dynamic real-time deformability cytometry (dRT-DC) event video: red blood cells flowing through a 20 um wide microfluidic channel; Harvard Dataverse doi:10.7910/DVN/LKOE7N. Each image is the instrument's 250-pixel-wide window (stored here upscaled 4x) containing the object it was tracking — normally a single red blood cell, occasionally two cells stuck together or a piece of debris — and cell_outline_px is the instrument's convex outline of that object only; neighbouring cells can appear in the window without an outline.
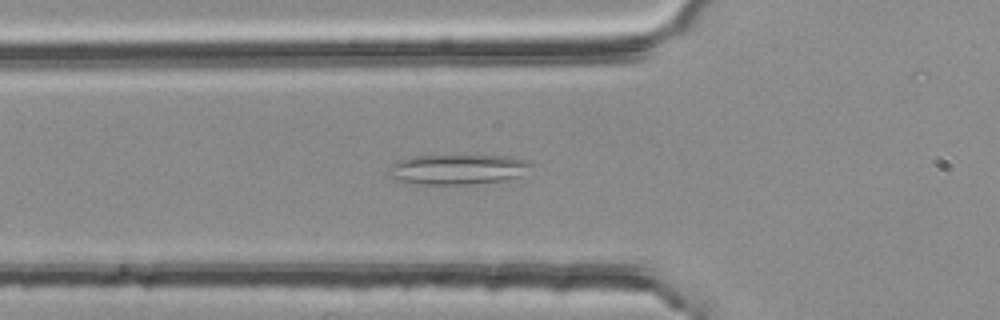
{"species": "common noctule bat (a hibernating species)", "species_latin": "Nyctalus noctula", "temperature_condition": "room temperature", "stored_images_in_passage": 48, "camera_frame_rate_fps": 3000, "um_per_image_px": 0.085, "animal": {"sex": "female", "body_mass_g": 25.1}, "frame": {"image": 1, "passage_image": 12, "time_ms": 3.667, "image_size_px": [1000, 320], "cell_outline_px": [[536, 164], [520, 176], [504, 180], [468, 184], [412, 184], [392, 180], [384, 176], [388, 168], [396, 160], [408, 156], [464, 152], [508, 156], [528, 160]], "centroid_in_image_um": [38.82, 14.33], "position_along_channel_um": 87.0, "area_um2": 26.99}}
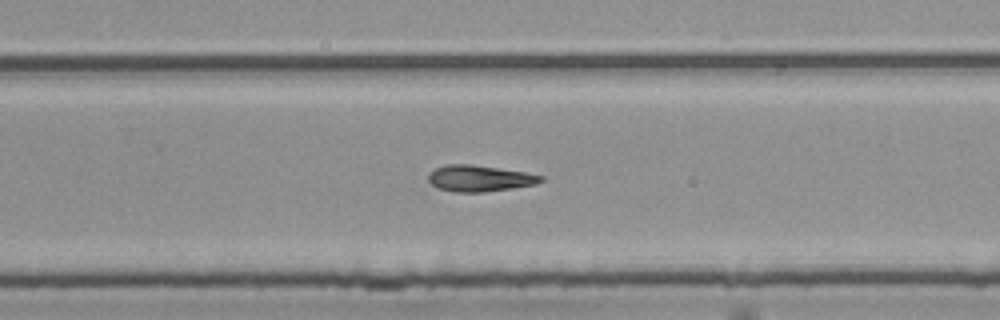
{"frame": {"image": 2, "passage_image": 28, "time_ms": 9.0, "image_size_px": [1000, 320], "cell_outline_px": [[544, 180], [536, 184], [512, 188], [484, 192], [456, 192], [436, 188], [428, 180], [428, 176], [436, 168], [448, 164], [472, 164], [524, 172], [544, 176]], "centroid_in_image_um": [40.77, 15.16], "position_along_channel_um": 289.0, "area_um2": 17.11}}
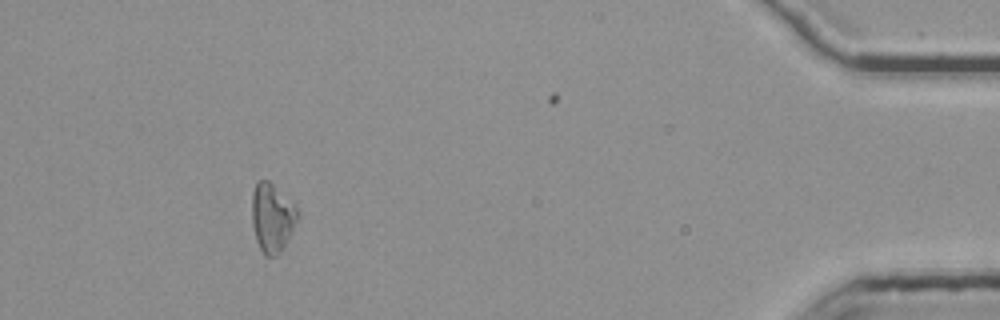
{"frame": {"image": 3, "passage_image": 43, "time_ms": 14.0, "image_size_px": [1000, 320], "cell_outline_px": [[300, 220], [276, 256], [264, 256], [256, 240], [252, 224], [252, 192], [256, 184], [260, 180], [268, 180], [300, 208]], "centroid_in_image_um": [23.17, 18.48], "position_along_channel_um": 412.0, "area_um2": 18.55}}